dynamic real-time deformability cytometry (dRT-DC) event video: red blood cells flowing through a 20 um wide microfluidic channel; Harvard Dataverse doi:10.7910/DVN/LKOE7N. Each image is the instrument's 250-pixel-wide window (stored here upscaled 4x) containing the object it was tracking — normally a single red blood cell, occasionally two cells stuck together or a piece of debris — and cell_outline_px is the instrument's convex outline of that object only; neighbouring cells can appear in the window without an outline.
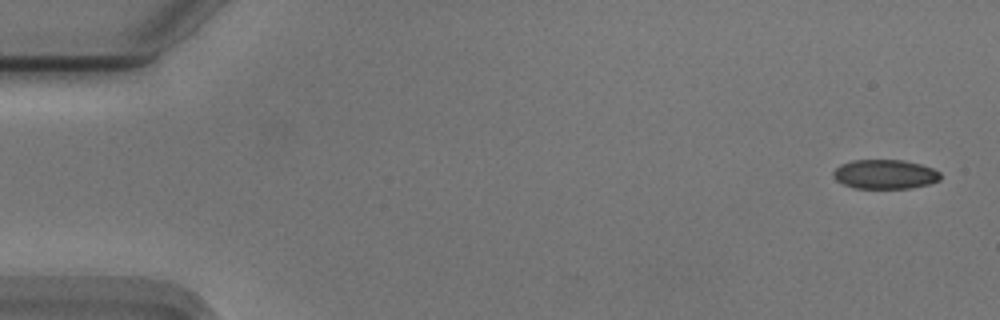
{"species": "Egyptian fruit bat (a non-hibernating species)", "species_latin": "Rousettus aegyptiacus", "temperature_condition": "cold", "stored_images_in_passage": 54, "camera_frame_rate_fps": 3000, "um_per_image_px": 0.085, "animal": {"sex": "male"}, "frame": {"image": 1, "passage_image": 1, "time_ms": 0.0, "image_size_px": [1000, 320], "cell_outline_px": [[940, 180], [928, 184], [908, 188], [856, 188], [844, 184], [836, 180], [832, 176], [832, 172], [840, 164], [852, 160], [904, 160], [920, 164], [932, 168], [940, 172]], "centroid_in_image_um": [75.2, 14.8], "position_along_channel_um": 9.8, "area_um2": 18.26}}
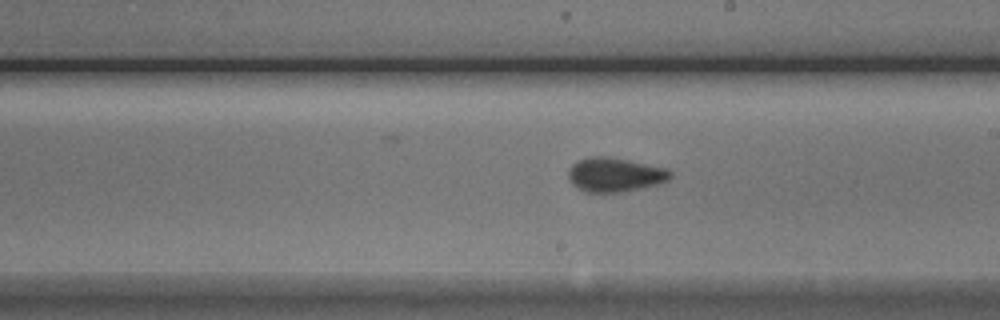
{"frame": {"image": 2, "passage_image": 30, "time_ms": 9.667, "image_size_px": [1000, 320], "cell_outline_px": [[672, 176], [668, 180], [660, 184], [644, 188], [624, 192], [584, 192], [572, 184], [568, 176], [568, 168], [576, 160], [592, 156], [608, 156], [664, 168], [672, 172]], "centroid_in_image_um": [52.24, 14.86], "position_along_channel_um": 236.8, "area_um2": 20.46}}
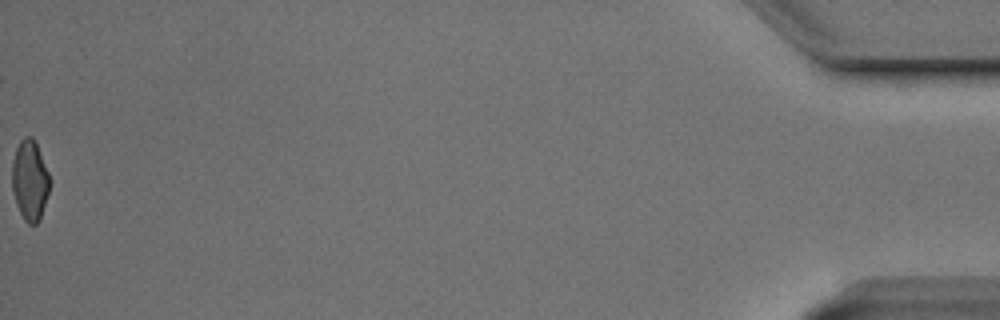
{"frame": {"image": 3, "passage_image": 54, "time_ms": 17.667, "image_size_px": [1000, 320], "cell_outline_px": [[48, 192], [40, 220], [36, 224], [28, 224], [24, 220], [16, 204], [12, 188], [12, 164], [16, 148], [20, 140], [24, 136], [32, 136], [36, 144], [48, 172]], "centroid_in_image_um": [2.51, 15.33], "position_along_channel_um": 432.7, "area_um2": 17.34}, "authors_computed_cell_mechanics": {"area_um2": 19.0451, "velocity_mm_per_s": 3.7402, "shape_relaxation_time_tau1_ms": 3.3546, "shape_relaxation_time_tau2_ms": 1.5334, "deformation_change_tau1": 0.0886, "deformation_change_tau2": 0.071}}